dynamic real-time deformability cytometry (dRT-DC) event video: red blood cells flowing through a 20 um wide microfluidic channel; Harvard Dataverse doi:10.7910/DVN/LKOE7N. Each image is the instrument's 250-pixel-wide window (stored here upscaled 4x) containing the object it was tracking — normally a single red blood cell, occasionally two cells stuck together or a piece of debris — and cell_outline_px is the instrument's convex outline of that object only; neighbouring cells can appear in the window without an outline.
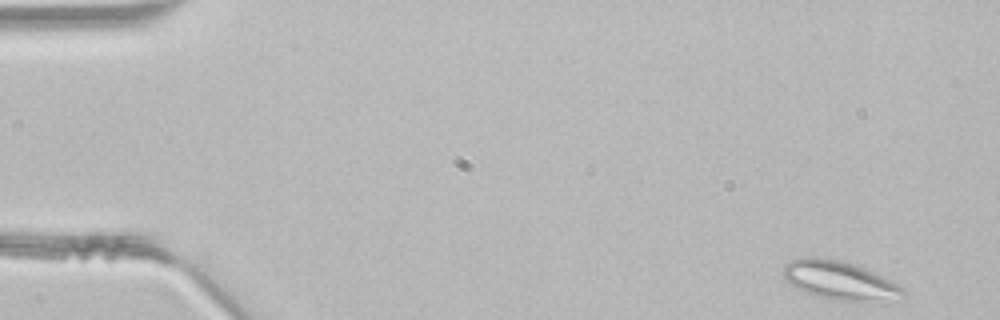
{"species": "common noctule bat (a hibernating species)", "species_latin": "Nyctalus noctula", "temperature_condition": "room temperature", "stored_images_in_passage": 45, "segment_of_instrument_passage": [1, 2], "camera_frame_rate_fps": 3000, "um_per_image_px": 0.085, "animal": {"sex": "male", "body_mass_g": 21.5, "forearm_length_mm": 52.0}, "frame": {"image": 1, "passage_image": 1, "time_ms": 0.0, "image_size_px": [1000, 320], "cell_outline_px": [[904, 296], [860, 300], [836, 300], [816, 296], [784, 280], [780, 272], [784, 264], [792, 260], [812, 256], [816, 256], [840, 260], [864, 268], [904, 288]], "centroid_in_image_um": [71.23, 23.78], "position_along_channel_um": 13.8, "area_um2": 25.95}}
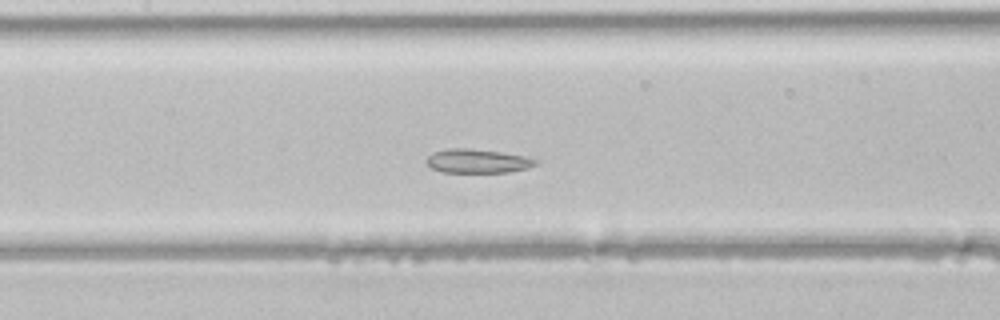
{"frame": {"image": 2, "passage_image": 20, "time_ms": 6.333, "image_size_px": [1000, 320], "cell_outline_px": [[540, 164], [528, 168], [508, 172], [440, 172], [432, 168], [424, 160], [432, 152], [448, 148], [472, 148], [500, 152], [524, 156], [540, 160]], "centroid_in_image_um": [40.6, 13.68], "position_along_channel_um": 166.8, "area_um2": 15.43}}
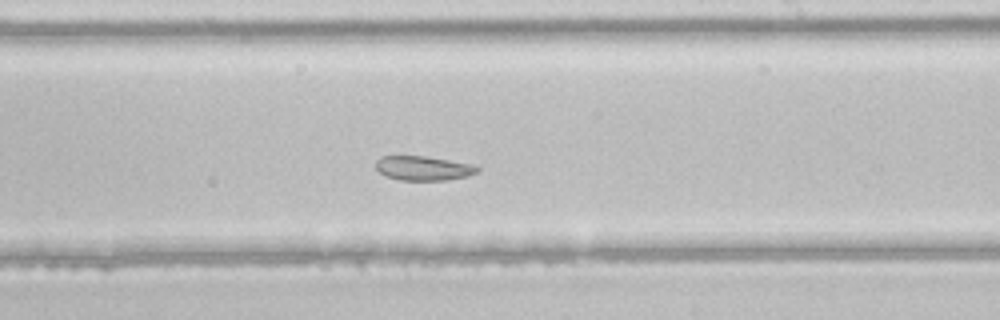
{"frame": {"image": 3, "passage_image": 26, "time_ms": 8.333, "image_size_px": [1000, 320], "cell_outline_px": [[480, 168], [476, 172], [468, 176], [448, 180], [400, 180], [384, 176], [376, 168], [376, 160], [380, 156], [424, 156], [476, 164]], "centroid_in_image_um": [36.0, 14.29], "position_along_channel_um": 253.0, "area_um2": 14.57}}